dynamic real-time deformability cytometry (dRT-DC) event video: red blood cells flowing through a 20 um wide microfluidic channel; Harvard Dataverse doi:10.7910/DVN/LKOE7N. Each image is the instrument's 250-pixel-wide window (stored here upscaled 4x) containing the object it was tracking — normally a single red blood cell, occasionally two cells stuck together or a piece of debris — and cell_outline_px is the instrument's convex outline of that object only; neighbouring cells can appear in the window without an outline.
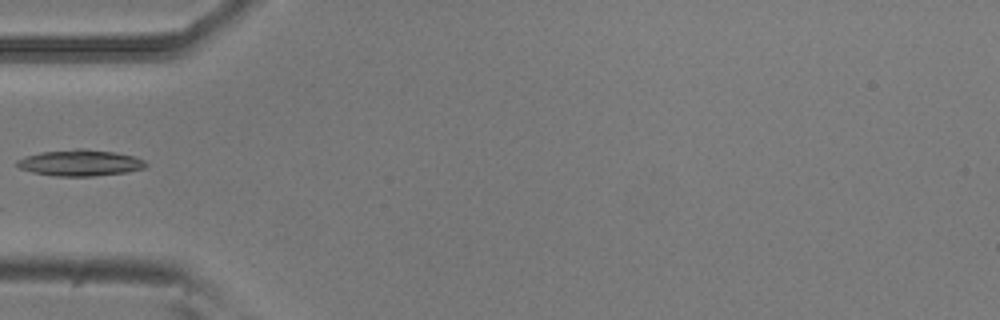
{"species": "common noctule bat (a hibernating species)", "species_latin": "Nyctalus noctula", "temperature_condition": "room temperature", "stored_images_in_passage": 6, "camera_frame_rate_fps": 3000, "um_per_image_px": 0.085, "animal": {"sex": "male", "body_mass_g": 20.5, "forearm_length_mm": 52.5}, "frame": {"image": 1, "passage_image": 6, "time_ms": 1.667, "image_size_px": [1000, 320], "cell_outline_px": [[148, 164], [144, 168], [128, 172], [92, 176], [56, 176], [32, 172], [20, 168], [16, 164], [16, 160], [24, 156], [40, 152], [76, 148], [84, 148], [116, 152], [132, 156], [144, 160]], "centroid_in_image_um": [6.8, 13.83], "position_along_channel_um": 78.2, "area_um2": 19.83}}